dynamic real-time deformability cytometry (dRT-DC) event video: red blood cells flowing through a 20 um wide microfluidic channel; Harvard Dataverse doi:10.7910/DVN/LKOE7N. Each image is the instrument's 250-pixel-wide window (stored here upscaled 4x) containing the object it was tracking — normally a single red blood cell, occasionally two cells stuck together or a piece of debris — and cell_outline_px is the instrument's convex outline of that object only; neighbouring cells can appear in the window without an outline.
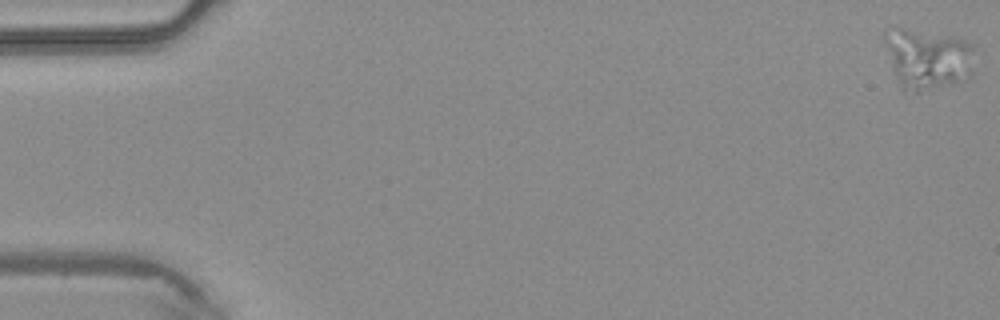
{"species": "common noctule bat (a hibernating species)", "species_latin": "Nyctalus noctula", "temperature_condition": "warm", "stored_images_in_passage": 47, "camera_frame_rate_fps": 3000, "um_per_image_px": 0.085, "animal": {"sex": "male", "body_mass_g": 20.4}, "frame": {"image": 1, "passage_image": 1, "time_ms": 0.0, "image_size_px": [1000, 320], "cell_outline_px": [[976, 48], [972, 80], [956, 84], [916, 92], [904, 92], [892, 68], [884, 40], [884, 32], [896, 28], [904, 28], [956, 36], [972, 44]], "centroid_in_image_um": [78.95, 5.01], "position_along_channel_um": 6.1, "area_um2": 32.6}}
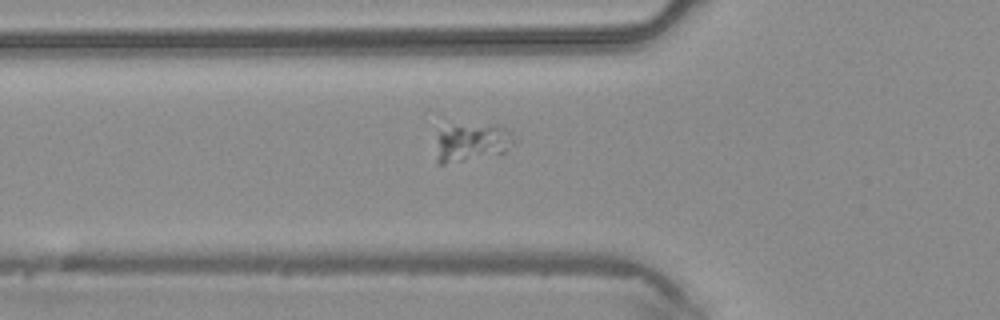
{"frame": {"image": 2, "passage_image": 17, "time_ms": 5.333, "image_size_px": [1000, 320], "cell_outline_px": [[516, 140], [504, 152], [444, 164], [436, 164], [436, 156], [440, 132], [452, 128], [492, 124], [496, 124], [512, 132]], "centroid_in_image_um": [40.16, 12.13], "position_along_channel_um": 85.6, "area_um2": 16.47}}
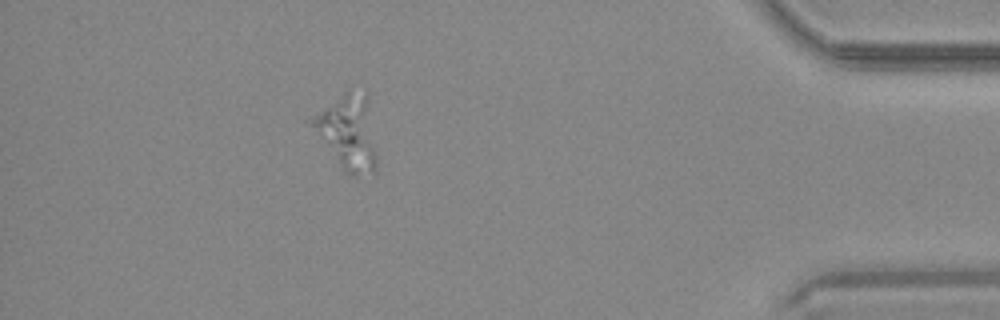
{"frame": {"image": 3, "passage_image": 42, "time_ms": 13.667, "image_size_px": [1000, 320], "cell_outline_px": [[376, 172], [356, 176], [352, 176], [344, 172], [340, 168], [304, 120], [348, 88], [368, 92], [376, 152]], "centroid_in_image_um": [29.52, 11.2], "position_along_channel_um": 405.7, "area_um2": 29.54}}